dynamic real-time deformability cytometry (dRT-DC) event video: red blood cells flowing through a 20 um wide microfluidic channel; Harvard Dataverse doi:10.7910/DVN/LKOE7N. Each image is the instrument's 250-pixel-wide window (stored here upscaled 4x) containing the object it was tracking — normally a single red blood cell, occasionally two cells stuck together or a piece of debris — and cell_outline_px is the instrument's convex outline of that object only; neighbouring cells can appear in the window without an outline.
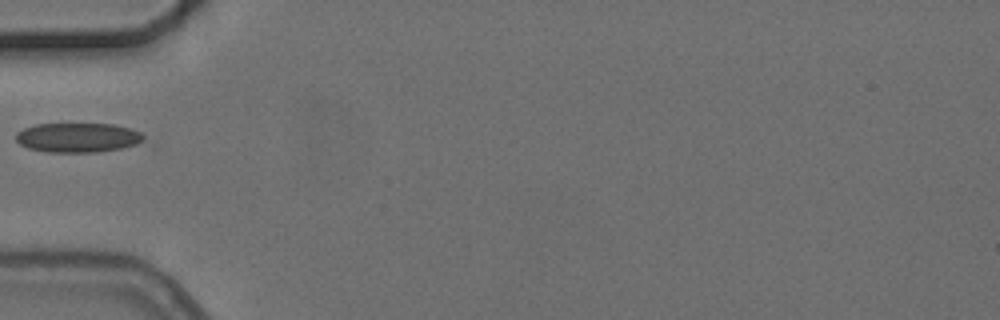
{"species": "common noctule bat (a hibernating species)", "species_latin": "Nyctalus noctula", "temperature_condition": "cold", "stored_images_in_passage": 2, "camera_frame_rate_fps": 3000, "um_per_image_px": 0.085, "animal": {"sex": "female", "body_mass_g": 24.6, "forearm_length_mm": 56.2}, "frame": {"image": 1, "passage_image": 1, "time_ms": 0.0, "image_size_px": [1000, 320], "cell_outline_px": [[144, 140], [136, 144], [120, 148], [96, 152], [48, 152], [28, 148], [20, 144], [16, 140], [16, 132], [24, 128], [36, 124], [116, 124], [132, 128], [140, 132], [144, 136]], "centroid_in_image_um": [6.62, 11.68], "position_along_channel_um": 78.4, "area_um2": 21.96}}
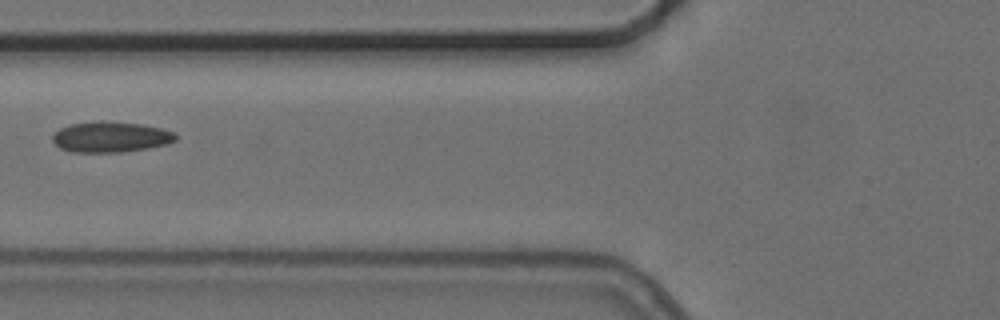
{"frame": {"image": 2, "passage_image": 2, "time_ms": 1.0, "image_size_px": [1000, 320], "cell_outline_px": [[176, 140], [168, 144], [148, 148], [124, 152], [72, 152], [60, 148], [52, 140], [52, 136], [60, 128], [72, 124], [100, 120], [144, 124], [160, 128], [172, 132], [176, 136]], "centroid_in_image_um": [9.41, 11.64], "position_along_channel_um": 116.4, "area_um2": 22.02}}